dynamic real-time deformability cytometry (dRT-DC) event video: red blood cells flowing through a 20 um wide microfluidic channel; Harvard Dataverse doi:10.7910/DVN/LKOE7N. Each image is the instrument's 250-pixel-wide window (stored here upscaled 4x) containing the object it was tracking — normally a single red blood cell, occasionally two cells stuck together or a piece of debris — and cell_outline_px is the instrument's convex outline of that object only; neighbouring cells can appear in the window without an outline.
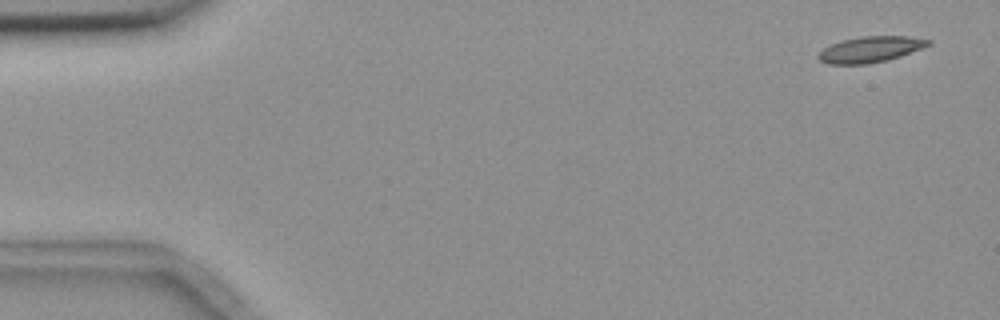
{"species": "common noctule bat (a hibernating species)", "species_latin": "Nyctalus noctula", "temperature_condition": "room temperature", "stored_images_in_passage": 5, "camera_frame_rate_fps": 3000, "um_per_image_px": 0.085, "animal": {"sex": "female", "body_mass_g": 18.4}, "frame": {"image": 1, "passage_image": 1, "time_ms": 0.0, "image_size_px": [1000, 320], "cell_outline_px": [[932, 44], [900, 56], [888, 60], [868, 64], [828, 64], [820, 60], [816, 56], [828, 44], [860, 36], [908, 36], [932, 40]], "centroid_in_image_um": [73.98, 4.19], "position_along_channel_um": 11.0, "area_um2": 16.65}}